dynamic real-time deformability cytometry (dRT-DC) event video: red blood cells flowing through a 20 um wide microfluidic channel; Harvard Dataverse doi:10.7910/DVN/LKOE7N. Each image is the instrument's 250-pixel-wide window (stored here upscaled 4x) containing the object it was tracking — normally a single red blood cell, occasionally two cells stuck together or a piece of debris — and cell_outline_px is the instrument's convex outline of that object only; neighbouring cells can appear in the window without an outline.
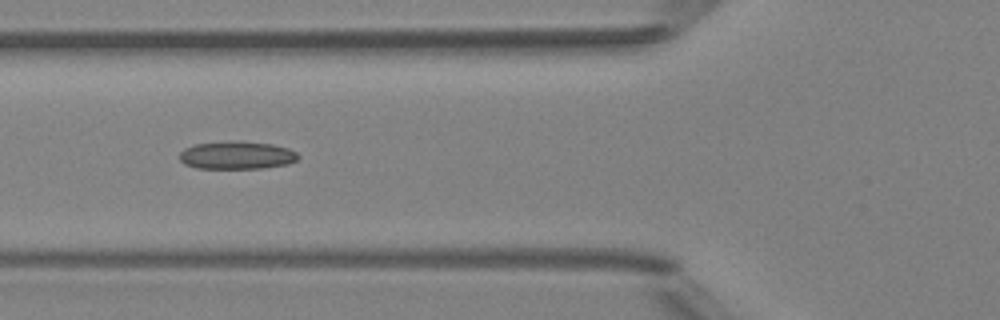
{"species": "Egyptian fruit bat (a non-hibernating species)", "species_latin": "Rousettus aegyptiacus", "temperature_condition": "room temperature", "stored_images_in_passage": 7, "camera_frame_rate_fps": 3000, "um_per_image_px": 0.085, "animal": {"sex": "female"}, "frame": {"image": 1, "passage_image": 5, "time_ms": 4.333, "image_size_px": [1000, 320], "cell_outline_px": [[300, 156], [296, 160], [288, 164], [264, 168], [196, 168], [184, 164], [180, 160], [180, 152], [184, 148], [196, 144], [232, 140], [272, 144], [288, 148], [296, 152]], "centroid_in_image_um": [20.12, 13.19], "position_along_channel_um": 105.7, "area_um2": 19.36}}
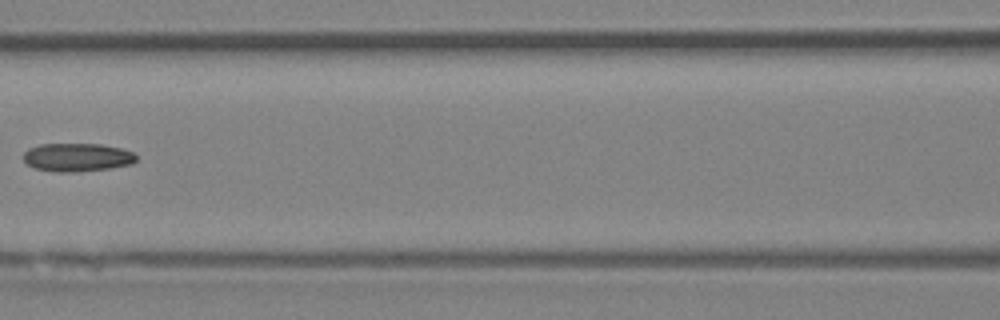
{"frame": {"image": 2, "passage_image": 6, "time_ms": 5.667, "image_size_px": [1000, 320], "cell_outline_px": [[136, 160], [132, 164], [108, 168], [72, 172], [56, 172], [32, 168], [24, 160], [24, 152], [28, 148], [40, 144], [100, 144], [120, 148], [132, 152], [136, 156]], "centroid_in_image_um": [6.52, 13.37], "position_along_channel_um": 160.1, "area_um2": 18.55}}
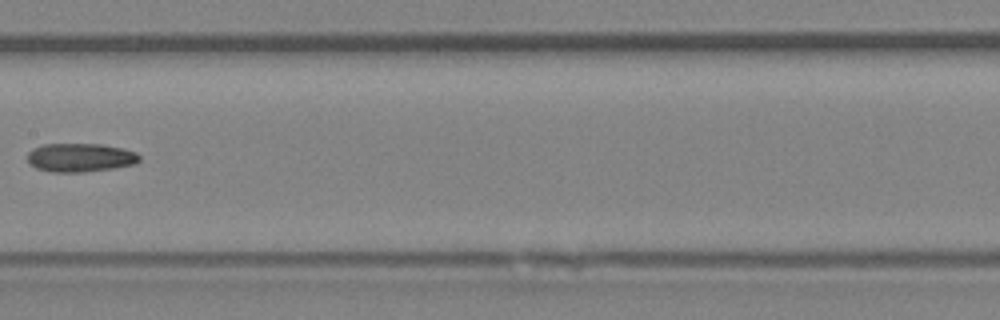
{"frame": {"image": 3, "passage_image": 7, "time_ms": 6.667, "image_size_px": [1000, 320], "cell_outline_px": [[140, 160], [136, 164], [112, 168], [84, 172], [52, 172], [36, 168], [28, 164], [28, 152], [32, 148], [44, 144], [100, 144], [124, 148], [136, 152], [140, 156]], "centroid_in_image_um": [6.82, 13.39], "position_along_channel_um": 200.6, "area_um2": 18.84}}